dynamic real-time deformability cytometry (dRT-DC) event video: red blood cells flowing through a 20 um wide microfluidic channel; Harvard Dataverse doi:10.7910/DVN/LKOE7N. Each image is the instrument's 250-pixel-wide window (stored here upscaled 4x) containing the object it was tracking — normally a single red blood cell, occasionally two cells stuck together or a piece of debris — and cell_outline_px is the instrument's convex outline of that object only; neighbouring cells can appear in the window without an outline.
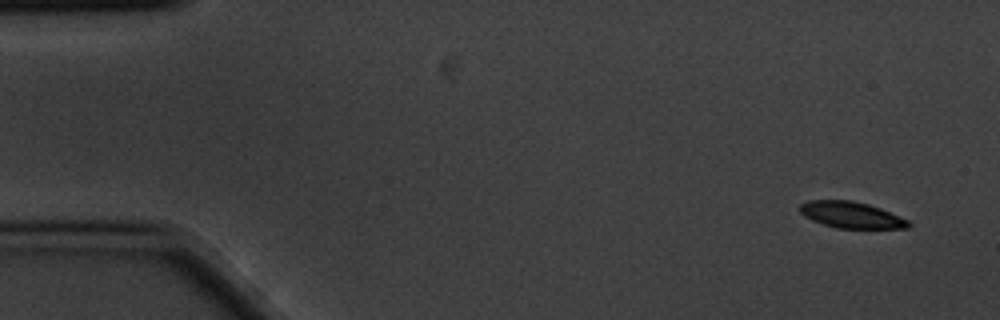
{"species": "common noctule bat (a hibernating species)", "species_latin": "Nyctalus noctula", "temperature_condition": "cold", "stored_images_in_passage": 6, "segment_of_instrument_passage": [2, 2], "camera_frame_rate_fps": 3000, "um_per_image_px": 0.085, "animal": {"sex": "male", "body_mass_g": 20.1, "forearm_length_mm": 53.5}, "frame": {"image": 1, "passage_image": 6, "time_ms": 1.667, "image_size_px": [1000, 320], "cell_outline_px": [[912, 224], [908, 228], [836, 228], [812, 220], [804, 216], [800, 212], [800, 204], [808, 200], [852, 200], [868, 204], [880, 208], [908, 220]], "centroid_in_image_um": [72.34, 18.26], "position_along_channel_um": 12.7, "area_um2": 16.59}}